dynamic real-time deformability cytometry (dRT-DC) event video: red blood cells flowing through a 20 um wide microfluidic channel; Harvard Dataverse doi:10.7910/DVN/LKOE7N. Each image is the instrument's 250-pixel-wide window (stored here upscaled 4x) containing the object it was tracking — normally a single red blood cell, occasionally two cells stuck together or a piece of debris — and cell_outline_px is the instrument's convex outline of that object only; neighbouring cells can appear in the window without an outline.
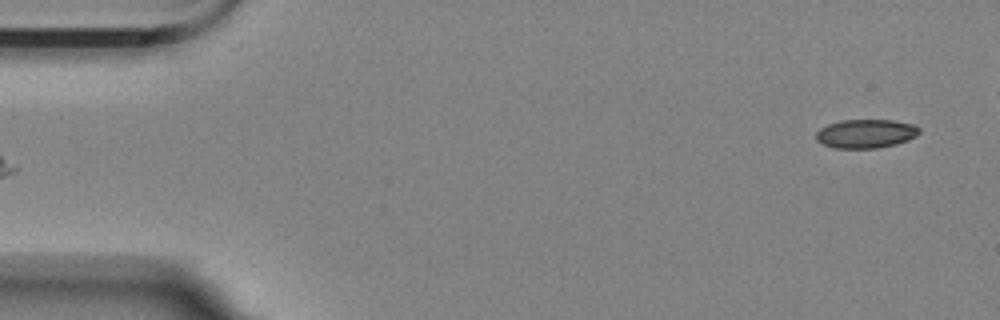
{"species": "Egyptian fruit bat (a non-hibernating species)", "species_latin": "Rousettus aegyptiacus", "temperature_condition": "room temperature", "stored_images_in_passage": 49, "camera_frame_rate_fps": 3000, "um_per_image_px": 0.085, "animal": {"sex": "female"}, "frame": {"image": 1, "passage_image": 1, "time_ms": 0.0, "image_size_px": [1000, 320], "cell_outline_px": [[920, 132], [916, 136], [908, 140], [896, 144], [876, 148], [836, 148], [824, 144], [816, 140], [816, 132], [820, 128], [828, 124], [840, 120], [896, 120], [912, 124], [920, 128]], "centroid_in_image_um": [73.6, 11.35], "position_along_channel_um": 11.4, "area_um2": 17.34}}
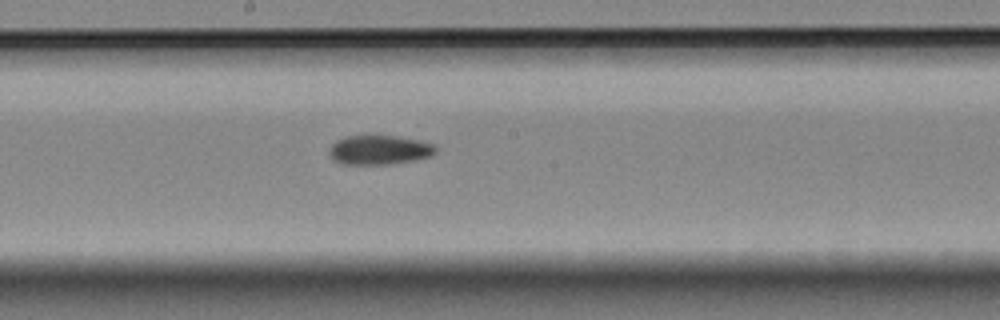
{"frame": {"image": 2, "passage_image": 28, "time_ms": 9.0, "image_size_px": [1000, 320], "cell_outline_px": [[436, 152], [432, 156], [392, 164], [344, 164], [332, 160], [328, 152], [328, 148], [336, 140], [344, 136], [372, 132], [396, 136], [436, 144]], "centroid_in_image_um": [32.18, 12.69], "position_along_channel_um": 216.0, "area_um2": 19.02}}
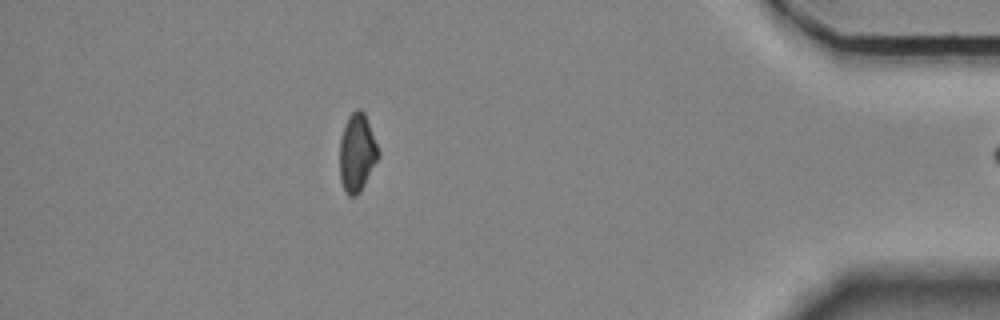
{"frame": {"image": 3, "passage_image": 48, "time_ms": 15.667, "image_size_px": [1000, 320], "cell_outline_px": [[380, 156], [360, 192], [356, 196], [348, 196], [340, 180], [340, 140], [344, 124], [348, 116], [356, 108], [360, 108], [364, 112], [380, 152]], "centroid_in_image_um": [30.35, 12.97], "position_along_channel_um": 404.9, "area_um2": 17.63}}